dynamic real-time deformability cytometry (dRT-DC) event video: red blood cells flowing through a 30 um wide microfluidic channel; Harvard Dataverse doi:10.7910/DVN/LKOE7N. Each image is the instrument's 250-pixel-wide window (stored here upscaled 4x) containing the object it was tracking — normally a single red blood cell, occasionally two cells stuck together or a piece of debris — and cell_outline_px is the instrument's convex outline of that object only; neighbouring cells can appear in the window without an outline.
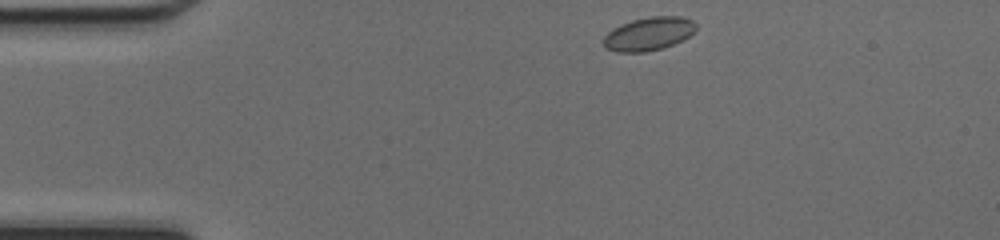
{"species": "common noctule bat (a hibernating species)", "species_latin": "Nyctalus noctula", "temperature_condition": "cold", "stored_images_in_passage": 40, "camera_frame_rate_fps": 3000, "um_per_image_px": 0.085, "animal": {"sex": "female", "body_mass_g": 17.0, "forearm_length_mm": 48.0}, "frame": {"image": 1, "passage_image": 1, "time_ms": 0.0, "image_size_px": [1000, 240], "cell_outline_px": [[696, 28], [684, 40], [664, 48], [644, 52], [616, 52], [604, 48], [604, 36], [608, 32], [620, 24], [632, 20], [652, 16], [680, 16], [692, 20], [696, 24]], "centroid_in_image_um": [55.13, 2.88], "position_along_channel_um": 29.9, "area_um2": 18.03}}
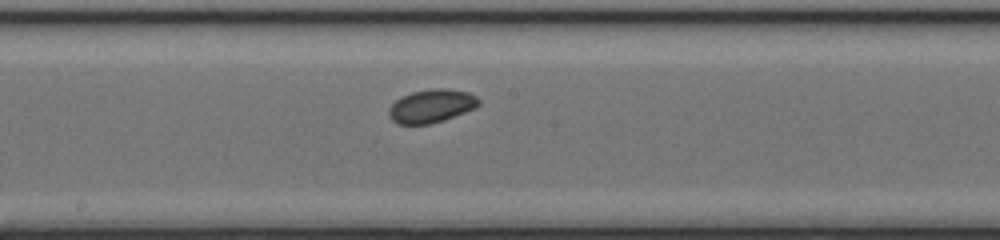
{"frame": {"image": 2, "passage_image": 18, "time_ms": 5.667, "image_size_px": [1000, 240], "cell_outline_px": [[480, 104], [476, 108], [444, 120], [428, 124], [396, 124], [388, 116], [388, 108], [400, 96], [412, 92], [432, 88], [444, 88], [468, 92], [476, 96], [480, 100]], "centroid_in_image_um": [36.66, 9.01], "position_along_channel_um": 211.5, "area_um2": 17.63}}
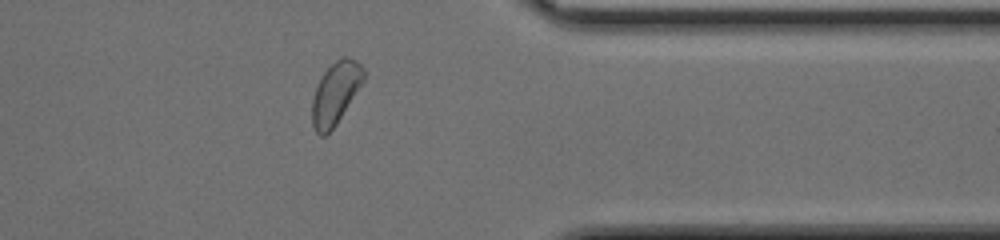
{"frame": {"image": 3, "passage_image": 31, "time_ms": 10.0, "image_size_px": [1000, 240], "cell_outline_px": [[364, 80], [336, 124], [324, 136], [320, 136], [316, 132], [312, 124], [312, 100], [316, 88], [324, 72], [336, 60], [344, 56], [348, 56], [356, 60], [364, 68]], "centroid_in_image_um": [28.52, 7.91], "position_along_channel_um": 382.9, "area_um2": 18.32}, "authors_computed_cell_mechanics": {"area_um2": 17.6868, "velocity_mm_per_s": 4.2306, "shape_relaxation_time_tau1_ms": null, "shape_relaxation_time_tau2_ms": 10.1305, "deformation_change_tau1": null, "deformation_change_tau2": 0.0857}}